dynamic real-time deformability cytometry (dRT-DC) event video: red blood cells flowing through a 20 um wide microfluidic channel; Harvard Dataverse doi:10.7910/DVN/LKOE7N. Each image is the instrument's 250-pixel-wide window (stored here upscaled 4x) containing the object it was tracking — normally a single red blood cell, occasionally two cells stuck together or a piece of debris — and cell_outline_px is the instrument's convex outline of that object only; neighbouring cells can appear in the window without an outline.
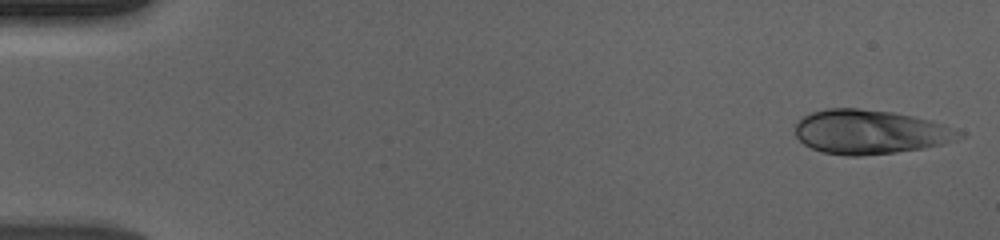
{"species": "human", "species_latin": "Homo sapiens", "temperature_condition": "cold", "stored_images_in_passage": 54, "camera_frame_rate_fps": 3000, "um_per_image_px": 0.085, "donor": {"sex": "male"}, "frame": {"image": 1, "passage_image": 1, "time_ms": 0.0, "image_size_px": [1000, 240], "cell_outline_px": [[968, 136], [944, 144], [896, 152], [860, 156], [848, 156], [824, 152], [812, 148], [804, 144], [796, 136], [796, 124], [804, 116], [812, 112], [824, 108], [856, 108], [892, 112], [912, 116], [944, 124], [964, 132]], "centroid_in_image_um": [73.99, 11.21], "position_along_channel_um": 11.0, "area_um2": 42.19}}
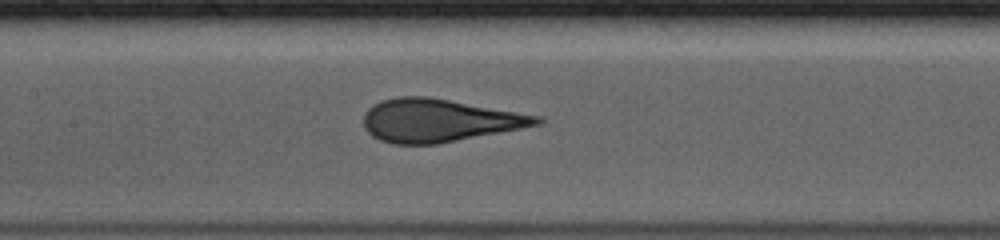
{"frame": {"image": 2, "passage_image": 26, "time_ms": 8.333, "image_size_px": [1000, 240], "cell_outline_px": [[544, 120], [540, 124], [520, 128], [436, 144], [392, 144], [380, 140], [372, 136], [364, 128], [364, 112], [372, 104], [384, 100], [400, 96], [428, 96], [540, 116]], "centroid_in_image_um": [37.25, 10.23], "position_along_channel_um": 170.1, "area_um2": 42.95}}
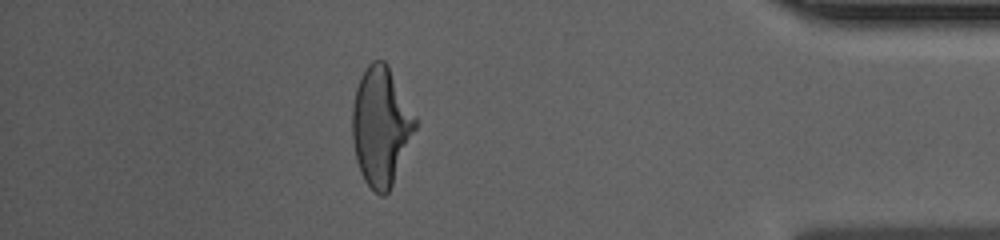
{"frame": {"image": 3, "passage_image": 48, "time_ms": 15.667, "image_size_px": [1000, 240], "cell_outline_px": [[416, 128], [392, 184], [388, 192], [384, 196], [380, 196], [364, 180], [360, 172], [356, 160], [352, 140], [352, 108], [356, 88], [368, 64], [372, 60], [384, 60], [388, 64], [416, 116]], "centroid_in_image_um": [32.37, 10.71], "position_along_channel_um": 402.8, "area_um2": 43.29}, "authors_computed_cell_mechanics": {"area_um2": 43.0032, "velocity_mm_per_s": 3.6847, "shape_relaxation_time_tau1_ms": 4.7917, "shape_relaxation_time_tau2_ms": null, "deformation_change_tau1": 0.1719, "deformation_change_tau2": null}}